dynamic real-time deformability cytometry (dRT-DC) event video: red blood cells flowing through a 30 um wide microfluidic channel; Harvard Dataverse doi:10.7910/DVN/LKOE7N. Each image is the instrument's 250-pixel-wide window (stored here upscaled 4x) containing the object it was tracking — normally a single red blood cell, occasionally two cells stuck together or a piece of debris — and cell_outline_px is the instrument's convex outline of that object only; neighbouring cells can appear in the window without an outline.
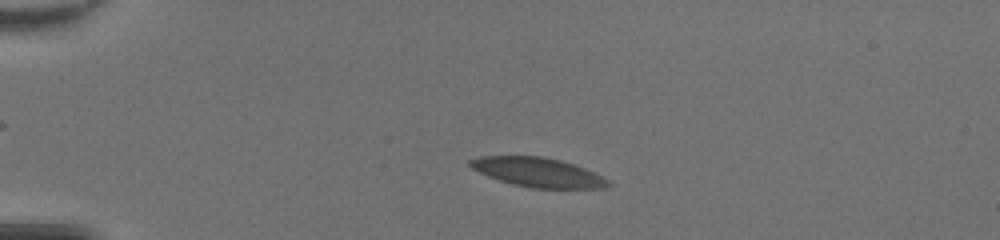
{"species": "common noctule bat (a hibernating species)", "species_latin": "Nyctalus noctula", "temperature_condition": "room temperature", "stored_images_in_passage": 36, "camera_frame_rate_fps": 3000, "um_per_image_px": 0.085, "animal": {"sex": "female", "body_mass_g": 20.0, "forearm_length_mm": 54.0}, "frame": {"image": 1, "passage_image": 8, "time_ms": 2.333, "image_size_px": [1000, 240], "cell_outline_px": [[572, 168], [548, 184], [524, 184], [508, 180], [496, 176], [472, 164], [480, 160], [508, 156], [524, 156], [552, 160], [564, 164]], "centroid_in_image_um": [44.54, 14.38], "position_along_channel_um": 40.5, "area_um2": 13.41}}
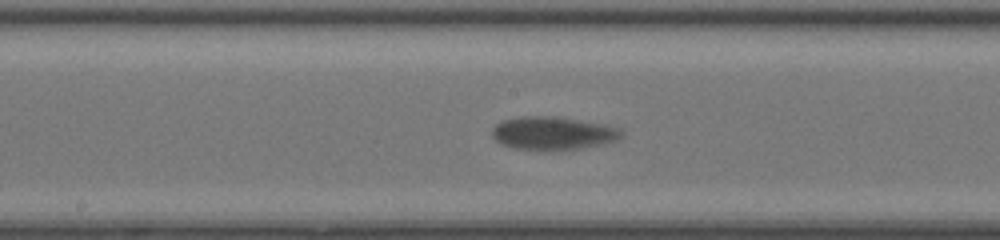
{"frame": {"image": 2, "passage_image": 24, "time_ms": 7.667, "image_size_px": [1000, 240], "cell_outline_px": [[604, 132], [596, 136], [576, 140], [548, 144], [544, 144], [508, 140], [500, 136], [496, 132], [500, 128], [508, 124], [532, 120], [568, 124], [588, 128]], "centroid_in_image_um": [46.33, 11.24], "position_along_channel_um": 201.9, "area_um2": 12.2}}
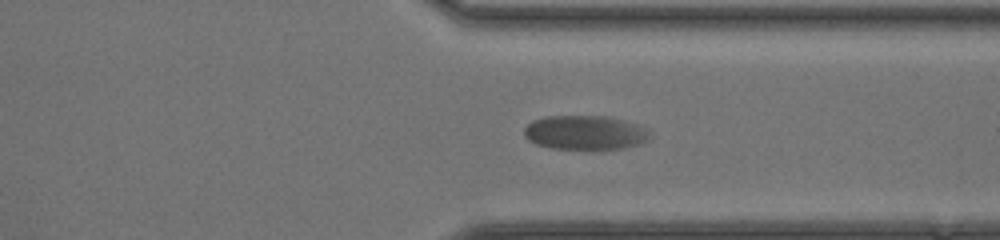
{"frame": {"image": 3, "passage_image": 36, "time_ms": 11.667, "image_size_px": [1000, 240], "cell_outline_px": [[608, 144], [548, 144], [536, 140], [528, 136], [528, 128], [532, 124], [540, 120], [588, 120], [596, 124]], "centroid_in_image_um": [48.15, 11.25], "position_along_channel_um": 363.3, "area_um2": 11.73}}